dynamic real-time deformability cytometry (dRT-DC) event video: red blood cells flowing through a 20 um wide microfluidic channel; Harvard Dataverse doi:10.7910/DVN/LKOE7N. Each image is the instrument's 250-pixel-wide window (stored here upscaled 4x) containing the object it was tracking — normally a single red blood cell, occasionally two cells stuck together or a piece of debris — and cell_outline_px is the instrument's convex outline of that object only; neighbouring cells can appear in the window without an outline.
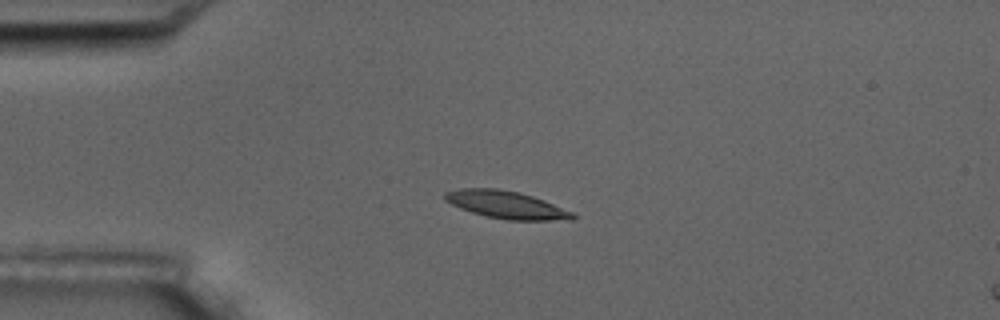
{"species": "common noctule bat (a hibernating species)", "species_latin": "Nyctalus noctula", "temperature_condition": "room temperature", "stored_images_in_passage": 5, "camera_frame_rate_fps": 3000, "um_per_image_px": 0.085, "animal": {"sex": "male", "body_mass_g": 17.5, "forearm_length_mm": 52.3}, "frame": {"image": 1, "passage_image": 4, "time_ms": 3.667, "image_size_px": [1000, 320], "cell_outline_px": [[576, 216], [572, 220], [508, 220], [484, 216], [460, 208], [444, 200], [444, 192], [460, 188], [496, 188], [520, 192], [544, 200], [572, 212]], "centroid_in_image_um": [43.01, 17.4], "position_along_channel_um": 42.0, "area_um2": 20.52}}